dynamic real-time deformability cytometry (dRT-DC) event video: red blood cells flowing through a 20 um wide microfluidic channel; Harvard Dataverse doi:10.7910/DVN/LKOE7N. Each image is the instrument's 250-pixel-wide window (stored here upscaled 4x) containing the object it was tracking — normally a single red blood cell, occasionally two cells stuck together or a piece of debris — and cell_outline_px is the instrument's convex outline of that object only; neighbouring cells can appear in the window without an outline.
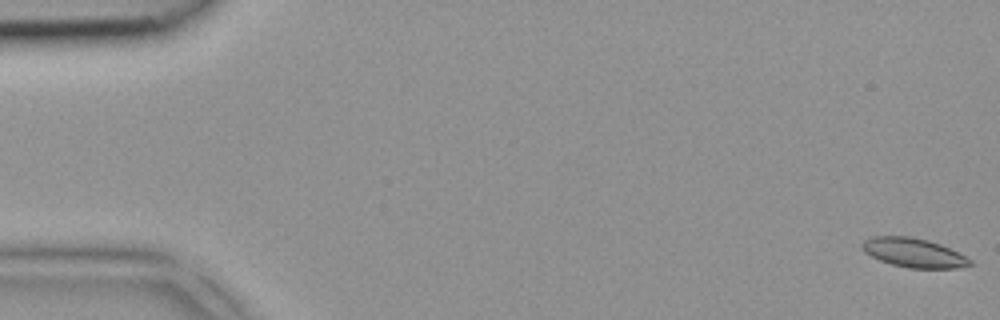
{"species": "common noctule bat (a hibernating species)", "species_latin": "Nyctalus noctula", "temperature_condition": "room temperature", "stored_images_in_passage": 5, "camera_frame_rate_fps": 3000, "um_per_image_px": 0.085, "animal": {"sex": "female", "body_mass_g": 18.4}, "frame": {"image": 1, "passage_image": 1, "time_ms": 0.0, "image_size_px": [1000, 320], "cell_outline_px": [[972, 264], [956, 268], [908, 268], [892, 264], [880, 260], [864, 252], [860, 244], [864, 240], [872, 236], [908, 236], [928, 240], [940, 244], [972, 260]], "centroid_in_image_um": [77.62, 21.47], "position_along_channel_um": 7.4, "area_um2": 18.15}}
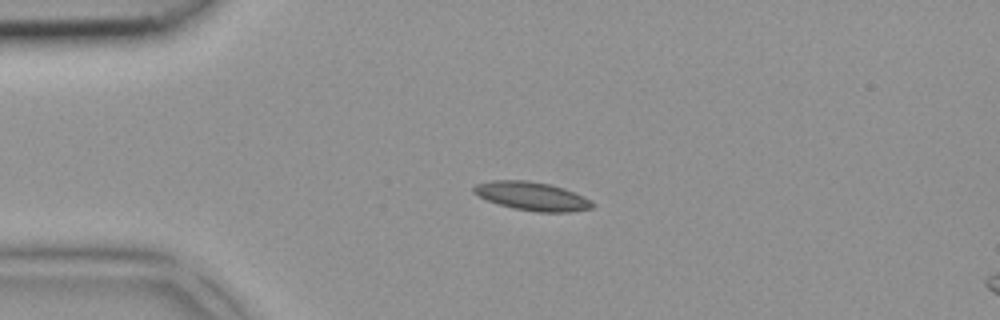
{"frame": {"image": 2, "passage_image": 3, "time_ms": 0.667, "image_size_px": [1000, 320], "cell_outline_px": [[596, 204], [592, 208], [572, 212], [540, 212], [512, 208], [488, 200], [480, 196], [472, 188], [476, 184], [492, 180], [528, 180], [548, 184], [564, 188]], "centroid_in_image_um": [45.22, 16.67], "position_along_channel_um": 39.8, "area_um2": 19.36}}